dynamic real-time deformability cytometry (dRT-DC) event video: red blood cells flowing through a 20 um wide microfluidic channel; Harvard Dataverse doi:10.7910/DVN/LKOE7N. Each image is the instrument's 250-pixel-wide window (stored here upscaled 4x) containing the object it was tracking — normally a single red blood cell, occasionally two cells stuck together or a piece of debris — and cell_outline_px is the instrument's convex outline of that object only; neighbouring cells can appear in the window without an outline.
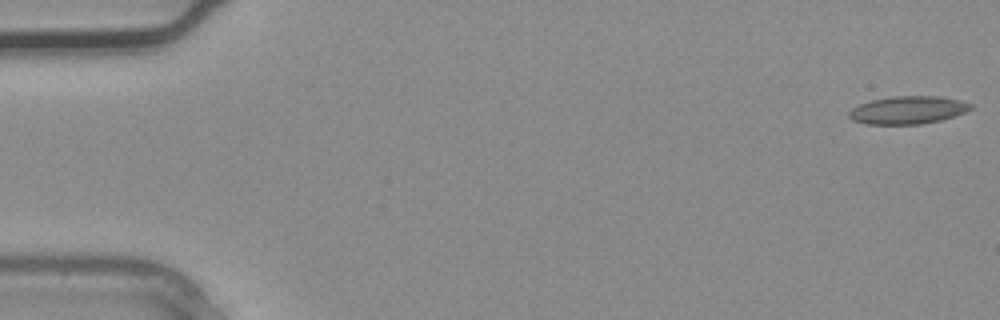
{"species": "common noctule bat (a hibernating species)", "species_latin": "Nyctalus noctula", "temperature_condition": "warm", "stored_images_in_passage": 36, "camera_frame_rate_fps": 3000, "um_per_image_px": 0.085, "animal": {"sex": "male", "body_mass_g": 20.4}, "frame": {"image": 1, "passage_image": 1, "time_ms": 0.0, "image_size_px": [1000, 320], "cell_outline_px": [[972, 108], [964, 112], [940, 120], [920, 124], [868, 124], [852, 120], [848, 116], [848, 112], [852, 108], [860, 104], [872, 100], [892, 96], [940, 96], [960, 100], [972, 104]], "centroid_in_image_um": [77.15, 9.35], "position_along_channel_um": 7.9, "area_um2": 19.59}}
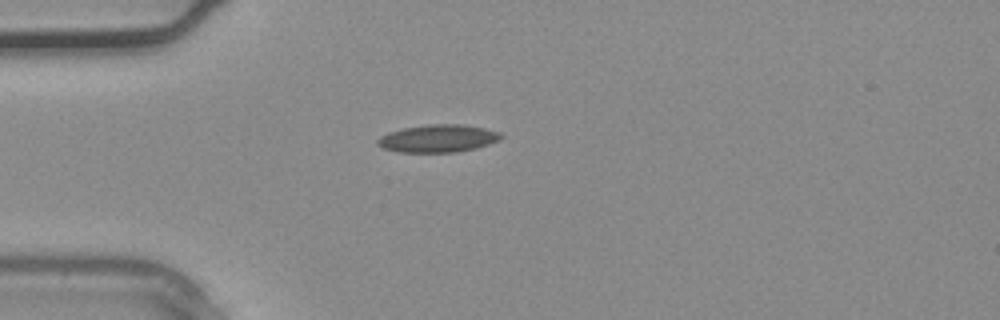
{"frame": {"image": 2, "passage_image": 10, "time_ms": 3.0, "image_size_px": [1000, 320], "cell_outline_px": [[504, 136], [500, 140], [476, 148], [456, 152], [400, 152], [384, 148], [376, 144], [376, 140], [380, 136], [388, 132], [404, 128], [428, 124], [464, 124], [484, 128], [500, 132]], "centroid_in_image_um": [37.24, 11.76], "position_along_channel_um": 47.8, "area_um2": 19.94}}
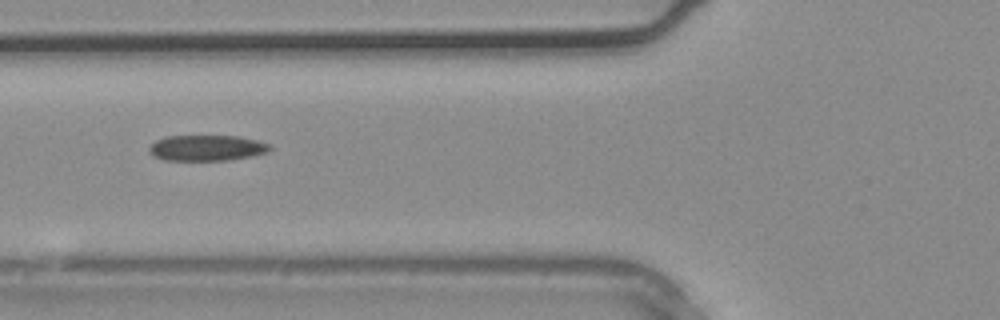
{"frame": {"image": 3, "passage_image": 14, "time_ms": 4.333, "image_size_px": [1000, 320], "cell_outline_px": [[272, 148], [268, 152], [252, 156], [228, 160], [164, 160], [152, 156], [148, 152], [148, 148], [156, 140], [164, 136], [240, 136], [260, 140], [272, 144]], "centroid_in_image_um": [17.6, 12.57], "position_along_channel_um": 108.2, "area_um2": 18.44}}